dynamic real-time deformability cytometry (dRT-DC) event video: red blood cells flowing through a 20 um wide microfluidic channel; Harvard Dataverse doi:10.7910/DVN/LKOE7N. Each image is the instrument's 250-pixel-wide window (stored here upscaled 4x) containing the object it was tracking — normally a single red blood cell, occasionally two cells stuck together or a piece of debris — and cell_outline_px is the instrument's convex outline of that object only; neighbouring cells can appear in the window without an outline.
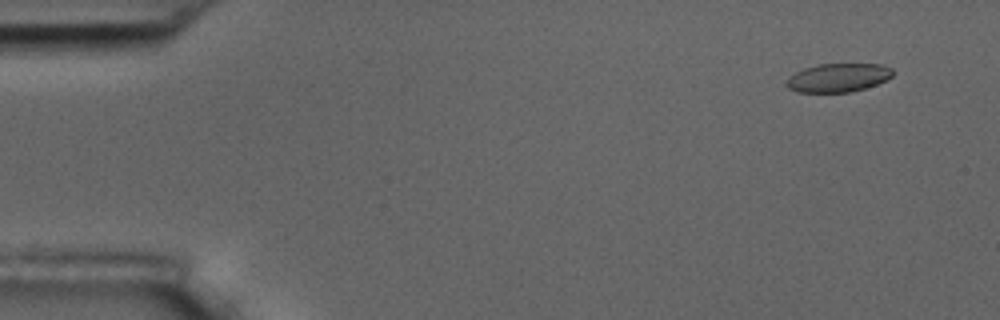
{"species": "common noctule bat (a hibernating species)", "species_latin": "Nyctalus noctula", "temperature_condition": "room temperature", "stored_images_in_passage": 4, "camera_frame_rate_fps": 3000, "um_per_image_px": 0.085, "animal": {"sex": "male", "body_mass_g": 17.5, "forearm_length_mm": 52.3}, "frame": {"image": 1, "passage_image": 1, "time_ms": 0.0, "image_size_px": [1000, 320], "cell_outline_px": [[892, 76], [876, 84], [864, 88], [848, 92], [796, 92], [788, 88], [788, 80], [796, 72], [804, 68], [820, 64], [880, 64], [892, 68]], "centroid_in_image_um": [71.25, 6.6], "position_along_channel_um": 13.7, "area_um2": 17.34}}